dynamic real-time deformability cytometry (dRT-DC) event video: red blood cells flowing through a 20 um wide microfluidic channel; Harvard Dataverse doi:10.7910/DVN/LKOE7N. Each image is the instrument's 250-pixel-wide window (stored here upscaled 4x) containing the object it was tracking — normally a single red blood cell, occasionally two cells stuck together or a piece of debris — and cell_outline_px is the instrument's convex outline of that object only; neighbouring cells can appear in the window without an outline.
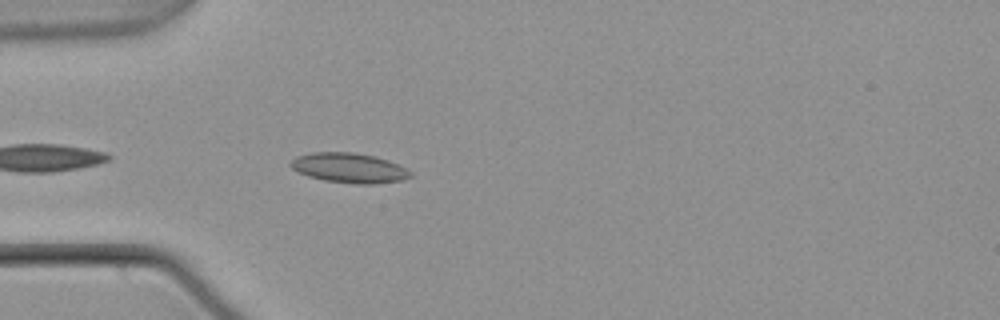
{"species": "common noctule bat (a hibernating species)", "species_latin": "Nyctalus noctula", "temperature_condition": "warm", "stored_images_in_passage": 7, "camera_frame_rate_fps": 3000, "um_per_image_px": 0.085, "animal": {"sex": "male", "body_mass_g": 21.5, "forearm_length_mm": 52.0}, "frame": {"image": 1, "passage_image": 3, "time_ms": 0.667, "image_size_px": [1000, 320], "cell_outline_px": [[412, 176], [404, 180], [376, 184], [356, 184], [324, 180], [308, 176], [292, 168], [288, 164], [296, 156], [312, 152], [356, 152], [376, 156], [388, 160], [412, 172]], "centroid_in_image_um": [29.69, 14.27], "position_along_channel_um": 55.3, "area_um2": 20.92}}